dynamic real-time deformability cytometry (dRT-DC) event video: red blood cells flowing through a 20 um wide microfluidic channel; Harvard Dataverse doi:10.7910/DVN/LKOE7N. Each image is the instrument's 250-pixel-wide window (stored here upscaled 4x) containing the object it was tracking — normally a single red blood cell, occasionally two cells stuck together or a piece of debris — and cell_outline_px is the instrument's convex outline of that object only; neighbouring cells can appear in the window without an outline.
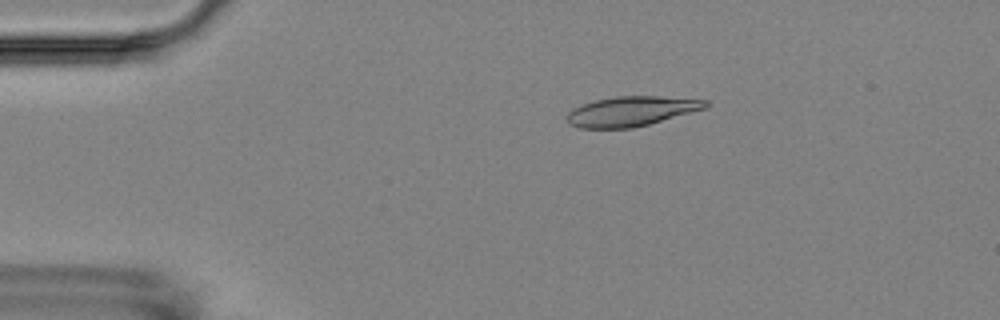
{"species": "Egyptian fruit bat (a non-hibernating species)", "species_latin": "Rousettus aegyptiacus", "temperature_condition": "room temperature", "stored_images_in_passage": 14, "camera_frame_rate_fps": 3000, "um_per_image_px": 0.085, "animal": {"sex": "female"}, "frame": {"image": 1, "passage_image": 3, "time_ms": 2.333, "image_size_px": [1000, 320], "cell_outline_px": [[708, 108], [648, 124], [632, 128], [580, 128], [568, 124], [568, 112], [572, 108], [580, 104], [596, 100], [616, 96], [660, 96], [708, 100]], "centroid_in_image_um": [53.66, 9.45], "position_along_channel_um": 31.3, "area_um2": 24.1}}
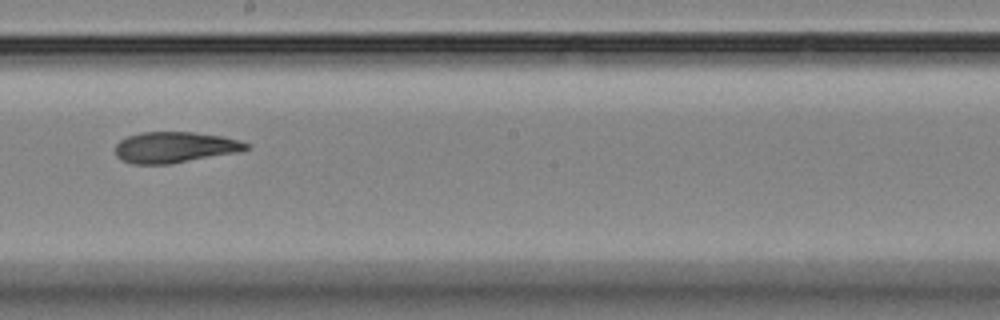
{"frame": {"image": 2, "passage_image": 8, "time_ms": 9.333, "image_size_px": [1000, 320], "cell_outline_px": [[252, 144], [248, 148], [240, 152], [172, 164], [132, 164], [120, 160], [116, 156], [116, 144], [120, 140], [128, 136], [140, 132], [192, 132], [224, 136], [240, 140]], "centroid_in_image_um": [14.89, 12.52], "position_along_channel_um": 233.3, "area_um2": 23.99}}
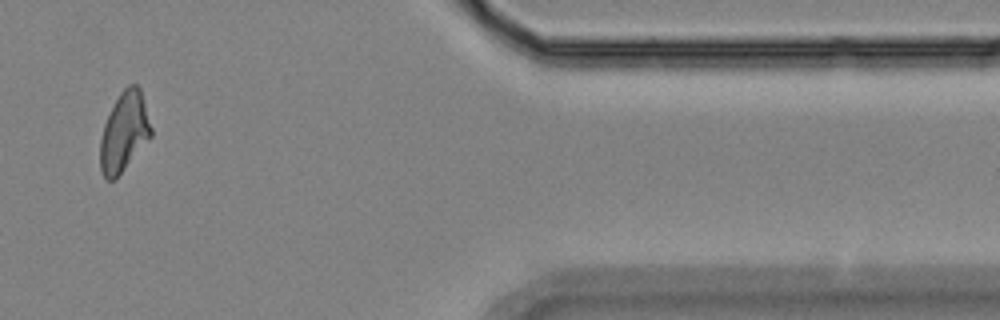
{"frame": {"image": 3, "passage_image": 13, "time_ms": 15.0, "image_size_px": [1000, 320], "cell_outline_px": [[152, 136], [124, 168], [112, 180], [108, 180], [104, 176], [100, 168], [100, 140], [104, 124], [120, 92], [128, 84], [136, 84], [140, 88], [152, 128]], "centroid_in_image_um": [10.56, 11.19], "position_along_channel_um": 400.8, "area_um2": 23.06}, "authors_computed_cell_mechanics": {"area_um2": 24.0159, "velocity_mm_per_s": 3.5976, "shape_relaxation_time_tau1_ms": null, "shape_relaxation_time_tau2_ms": 8.2626, "deformation_change_tau1": null, "deformation_change_tau2": 0.1404}}